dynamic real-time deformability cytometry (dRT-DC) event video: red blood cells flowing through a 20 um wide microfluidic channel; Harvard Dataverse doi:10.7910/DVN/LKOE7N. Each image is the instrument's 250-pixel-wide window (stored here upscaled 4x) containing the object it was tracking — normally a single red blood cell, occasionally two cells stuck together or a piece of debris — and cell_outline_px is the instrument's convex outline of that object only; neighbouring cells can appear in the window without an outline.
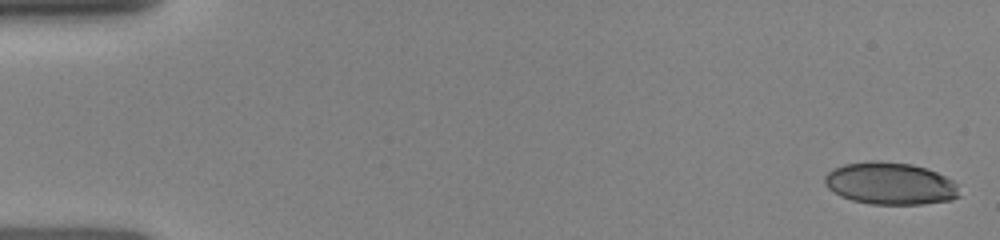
{"species": "human", "species_latin": "Homo sapiens", "temperature_condition": "room temperature", "stored_images_in_passage": 33, "camera_frame_rate_fps": 3000, "um_per_image_px": 0.085, "donor": {"sex": "female"}, "frame": {"image": 1, "passage_image": 1, "time_ms": 0.0, "image_size_px": [1000, 240], "cell_outline_px": [[960, 196], [952, 200], [920, 204], [872, 204], [852, 200], [840, 196], [828, 188], [824, 184], [824, 176], [832, 168], [844, 164], [872, 160], [880, 160], [912, 164], [936, 172], [952, 180], [956, 184]], "centroid_in_image_um": [75.63, 15.59], "position_along_channel_um": 9.4, "area_um2": 33.23}}
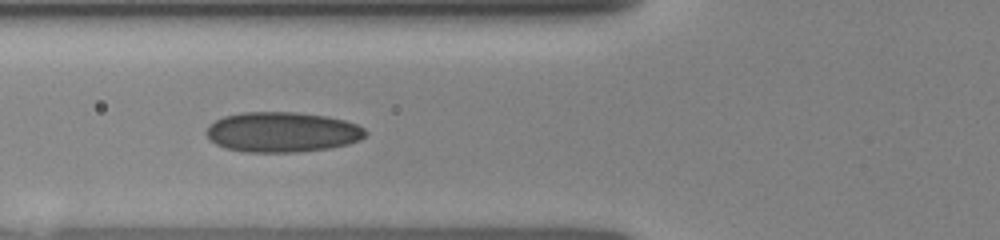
{"frame": {"image": 2, "passage_image": 14, "time_ms": 5.667, "image_size_px": [1000, 240], "cell_outline_px": [[368, 132], [360, 140], [348, 144], [328, 148], [300, 152], [244, 152], [224, 148], [216, 144], [204, 132], [208, 124], [224, 116], [240, 112], [296, 112], [328, 116], [344, 120], [356, 124], [364, 128]], "centroid_in_image_um": [23.97, 11.22], "position_along_channel_um": 101.8, "area_um2": 37.51}}
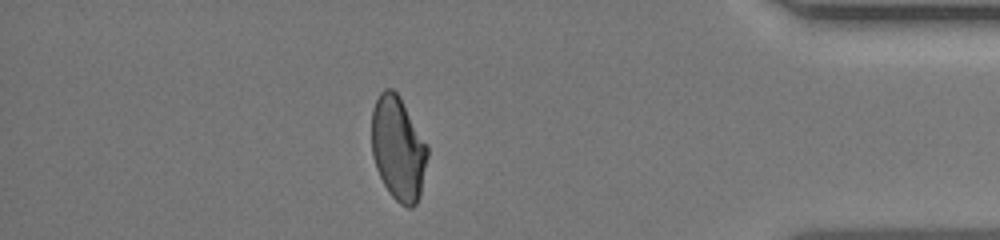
{"frame": {"image": 3, "passage_image": 28, "time_ms": 13.667, "image_size_px": [1000, 240], "cell_outline_px": [[428, 156], [420, 196], [416, 204], [412, 208], [408, 208], [400, 204], [388, 192], [376, 168], [372, 156], [372, 108], [380, 92], [384, 88], [392, 88], [400, 96], [428, 144]], "centroid_in_image_um": [33.85, 12.61], "position_along_channel_um": 401.3, "area_um2": 34.22}}